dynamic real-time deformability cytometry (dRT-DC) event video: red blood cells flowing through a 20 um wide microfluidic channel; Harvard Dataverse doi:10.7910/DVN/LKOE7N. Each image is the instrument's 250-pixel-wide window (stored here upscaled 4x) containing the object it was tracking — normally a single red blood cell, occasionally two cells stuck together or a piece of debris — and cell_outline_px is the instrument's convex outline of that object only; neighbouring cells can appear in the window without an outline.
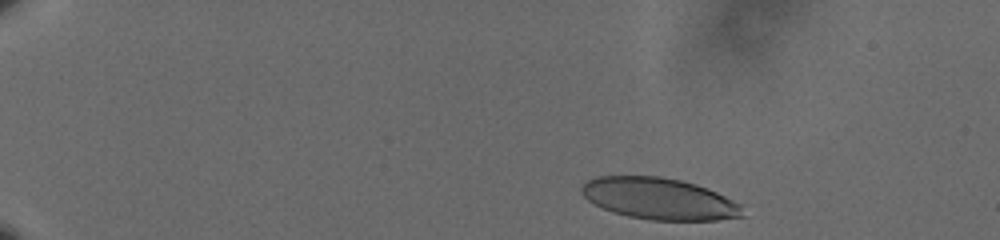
{"species": "human", "species_latin": "Homo sapiens", "temperature_condition": "cold", "stored_images_in_passage": 49, "camera_frame_rate_fps": 3000, "um_per_image_px": 0.085, "donor": {"sex": "male"}, "frame": {"image": 1, "passage_image": 2, "time_ms": 0.333, "image_size_px": [1000, 240], "cell_outline_px": [[744, 216], [716, 220], [652, 220], [628, 216], [612, 212], [588, 200], [580, 192], [580, 188], [588, 180], [596, 176], [660, 176], [680, 180], [696, 184], [708, 188], [740, 204]], "centroid_in_image_um": [56.02, 16.88], "position_along_channel_um": 29.0, "area_um2": 38.84}}
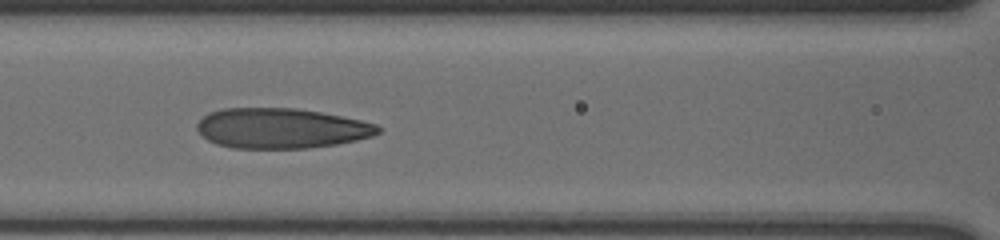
{"frame": {"image": 2, "passage_image": 21, "time_ms": 6.667, "image_size_px": [1000, 240], "cell_outline_px": [[384, 128], [380, 132], [372, 136], [356, 140], [336, 144], [308, 148], [232, 148], [216, 144], [208, 140], [196, 128], [196, 124], [208, 112], [224, 108], [296, 108], [320, 112], [360, 120], [376, 124]], "centroid_in_image_um": [23.9, 10.9], "position_along_channel_um": 142.7, "area_um2": 42.37}}
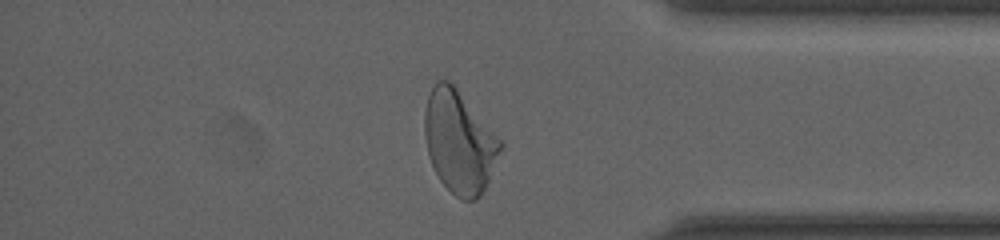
{"frame": {"image": 3, "passage_image": 43, "time_ms": 14.0, "image_size_px": [1000, 240], "cell_outline_px": [[504, 144], [488, 180], [480, 196], [476, 200], [460, 200], [440, 180], [428, 156], [424, 136], [424, 112], [428, 96], [436, 80], [448, 80], [456, 88]], "centroid_in_image_um": [39.01, 12.07], "position_along_channel_um": 396.2, "area_um2": 44.56}, "authors_computed_cell_mechanics": {"area_um2": 42.2518, "velocity_mm_per_s": 3.6172, "shape_relaxation_time_tau1_ms": 5.8709, "shape_relaxation_time_tau2_ms": 1.032, "deformation_change_tau1": 0.224, "deformation_change_tau2": 0.0911}}